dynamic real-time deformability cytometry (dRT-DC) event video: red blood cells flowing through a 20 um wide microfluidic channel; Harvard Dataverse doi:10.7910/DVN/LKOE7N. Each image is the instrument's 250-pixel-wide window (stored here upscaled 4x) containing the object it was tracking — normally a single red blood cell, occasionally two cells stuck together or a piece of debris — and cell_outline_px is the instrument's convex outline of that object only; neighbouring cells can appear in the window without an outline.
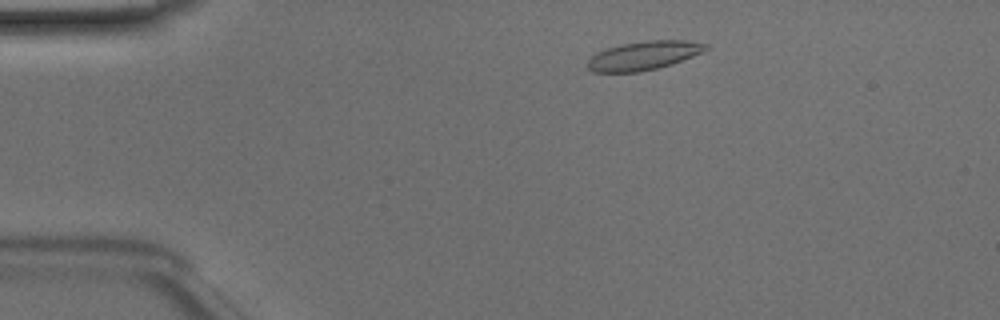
{"species": "Egyptian fruit bat (a non-hibernating species)", "species_latin": "Rousettus aegyptiacus", "temperature_condition": "room temperature", "stored_images_in_passage": 45, "camera_frame_rate_fps": 3000, "um_per_image_px": 0.085, "animal": {"sex": "male"}, "frame": {"image": 1, "passage_image": 5, "time_ms": 1.333, "image_size_px": [1000, 320], "cell_outline_px": [[708, 48], [692, 56], [672, 64], [640, 72], [592, 72], [588, 68], [588, 60], [596, 52], [620, 44], [648, 40], [684, 40], [708, 44]], "centroid_in_image_um": [54.68, 4.72], "position_along_channel_um": 30.3, "area_um2": 19.65}}
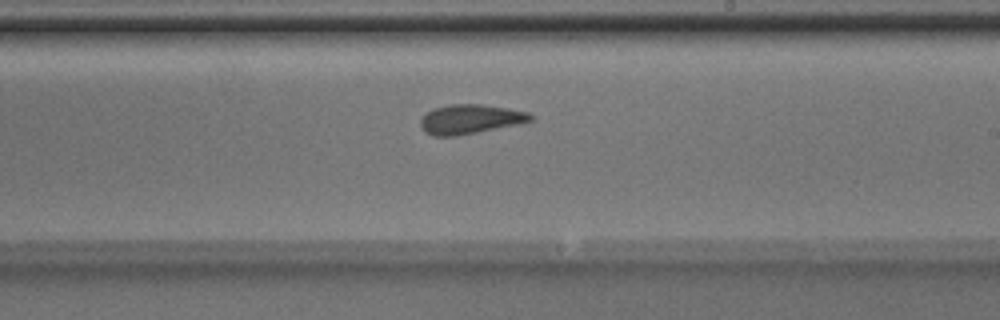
{"frame": {"image": 2, "passage_image": 25, "time_ms": 8.0, "image_size_px": [1000, 320], "cell_outline_px": [[532, 120], [524, 124], [456, 136], [432, 136], [424, 132], [420, 128], [420, 120], [432, 108], [448, 104], [480, 104], [508, 108], [528, 112], [532, 116]], "centroid_in_image_um": [39.97, 10.14], "position_along_channel_um": 249.0, "area_um2": 19.19}}
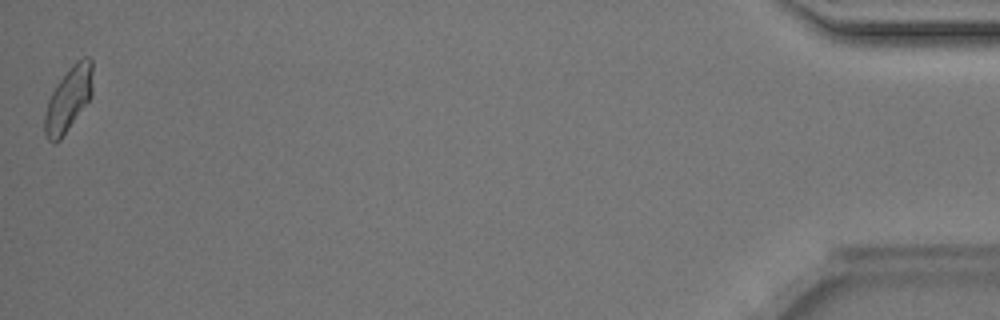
{"frame": {"image": 3, "passage_image": 45, "time_ms": 14.667, "image_size_px": [1000, 320], "cell_outline_px": [[92, 96], [60, 140], [56, 144], [52, 144], [44, 136], [44, 116], [48, 100], [56, 84], [72, 64], [76, 60], [84, 56], [88, 56], [92, 60]], "centroid_in_image_um": [5.8, 8.43], "position_along_channel_um": 429.4, "area_um2": 18.21}, "authors_computed_cell_mechanics": {"area_um2": 18.496, "velocity_mm_per_s": 4.1063, "shape_relaxation_time_tau1_ms": 4.3074, "shape_relaxation_time_tau2_ms": 1.3997, "deformation_change_tau1": 0.1354, "deformation_change_tau2": 0.075}}